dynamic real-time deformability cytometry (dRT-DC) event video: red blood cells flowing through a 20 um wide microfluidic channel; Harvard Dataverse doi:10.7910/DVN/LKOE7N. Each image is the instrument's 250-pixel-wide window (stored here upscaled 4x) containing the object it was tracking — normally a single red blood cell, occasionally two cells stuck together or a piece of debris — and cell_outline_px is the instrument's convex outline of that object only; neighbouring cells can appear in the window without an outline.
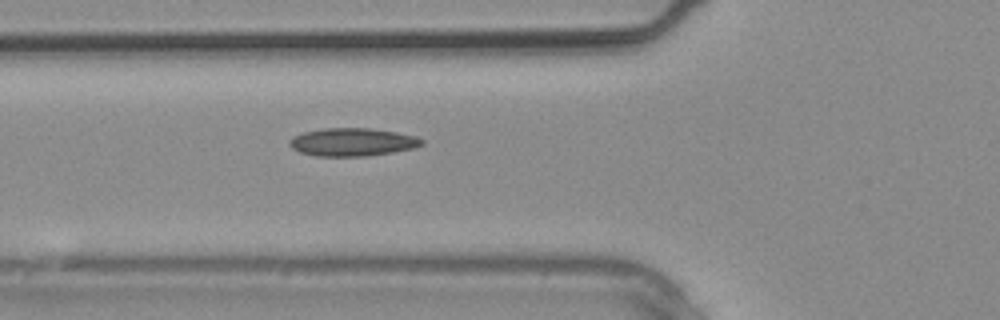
{"species": "common noctule bat (a hibernating species)", "species_latin": "Nyctalus noctula", "temperature_condition": "warm", "stored_images_in_passage": 3, "camera_frame_rate_fps": 3000, "um_per_image_px": 0.085, "animal": {"sex": "male", "body_mass_g": 20.4}, "frame": {"image": 1, "passage_image": 3, "time_ms": 0.667, "image_size_px": [1000, 320], "cell_outline_px": [[424, 144], [416, 148], [368, 156], [316, 156], [300, 152], [292, 148], [288, 144], [288, 140], [292, 136], [300, 132], [324, 128], [368, 128], [396, 132], [416, 136], [424, 140]], "centroid_in_image_um": [29.93, 12.07], "position_along_channel_um": 95.9, "area_um2": 21.85}}